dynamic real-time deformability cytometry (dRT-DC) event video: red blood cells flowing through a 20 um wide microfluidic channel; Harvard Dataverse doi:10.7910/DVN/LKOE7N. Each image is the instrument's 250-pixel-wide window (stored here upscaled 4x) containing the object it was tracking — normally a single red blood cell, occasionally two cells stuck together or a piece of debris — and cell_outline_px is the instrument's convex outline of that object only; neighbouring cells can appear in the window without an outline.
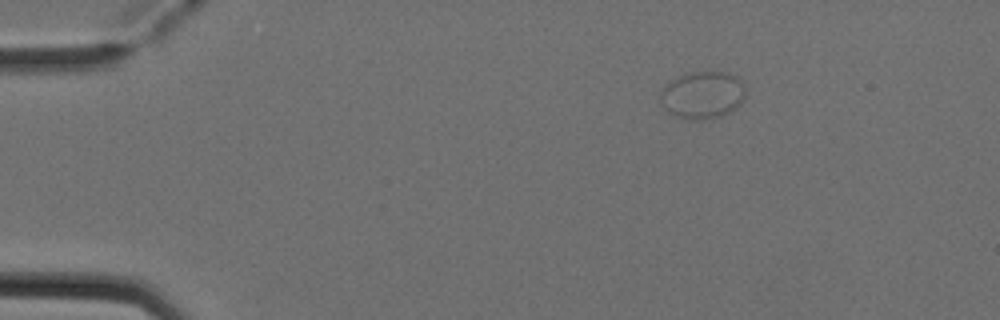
{"species": "Egyptian fruit bat (a non-hibernating species)", "species_latin": "Rousettus aegyptiacus", "temperature_condition": "cold", "stored_images_in_passage": 4, "camera_frame_rate_fps": 3000, "um_per_image_px": 0.085, "animal": {"sex": "female"}, "frame": {"image": 1, "passage_image": 1, "time_ms": 0.0, "image_size_px": [1000, 320], "cell_outline_px": [[744, 100], [736, 108], [720, 116], [704, 120], [684, 120], [668, 112], [660, 104], [660, 92], [664, 84], [676, 76], [684, 72], [724, 72], [736, 76], [744, 84]], "centroid_in_image_um": [59.66, 8.08], "position_along_channel_um": 25.3, "area_um2": 23.99}}
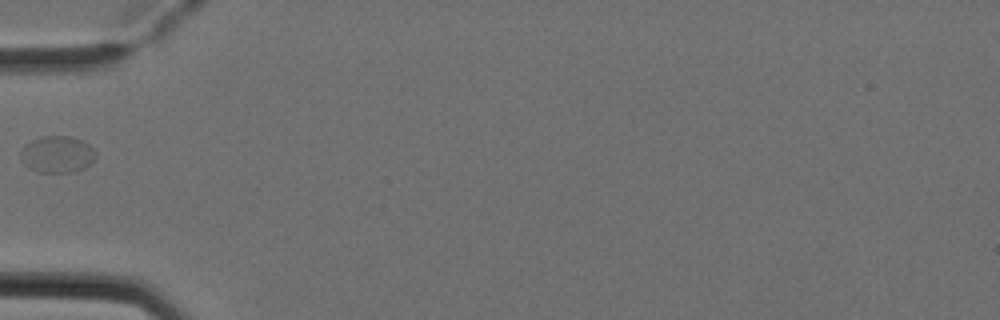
{"frame": {"image": 2, "passage_image": 4, "time_ms": 1.0, "image_size_px": [1000, 320], "cell_outline_px": [[96, 156], [92, 164], [84, 168], [72, 172], [36, 172], [28, 168], [20, 160], [20, 152], [24, 144], [40, 136], [72, 136], [88, 144], [96, 152]], "centroid_in_image_um": [4.84, 13.12], "position_along_channel_um": 80.2, "area_um2": 16.36}}